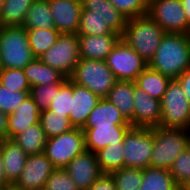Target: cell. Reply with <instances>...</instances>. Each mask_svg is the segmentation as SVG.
Segmentation results:
<instances>
[{
    "label": "cell",
    "mask_w": 190,
    "mask_h": 190,
    "mask_svg": "<svg viewBox=\"0 0 190 190\" xmlns=\"http://www.w3.org/2000/svg\"><path fill=\"white\" fill-rule=\"evenodd\" d=\"M87 190H116L111 174L103 173Z\"/></svg>",
    "instance_id": "cell-42"
},
{
    "label": "cell",
    "mask_w": 190,
    "mask_h": 190,
    "mask_svg": "<svg viewBox=\"0 0 190 190\" xmlns=\"http://www.w3.org/2000/svg\"><path fill=\"white\" fill-rule=\"evenodd\" d=\"M133 127L153 128L161 123V101L152 98L134 82Z\"/></svg>",
    "instance_id": "cell-14"
},
{
    "label": "cell",
    "mask_w": 190,
    "mask_h": 190,
    "mask_svg": "<svg viewBox=\"0 0 190 190\" xmlns=\"http://www.w3.org/2000/svg\"><path fill=\"white\" fill-rule=\"evenodd\" d=\"M43 190H80L63 168H56L47 179Z\"/></svg>",
    "instance_id": "cell-41"
},
{
    "label": "cell",
    "mask_w": 190,
    "mask_h": 190,
    "mask_svg": "<svg viewBox=\"0 0 190 190\" xmlns=\"http://www.w3.org/2000/svg\"><path fill=\"white\" fill-rule=\"evenodd\" d=\"M85 135L81 128H72L47 138L44 153L55 168H64L73 158L85 151Z\"/></svg>",
    "instance_id": "cell-9"
},
{
    "label": "cell",
    "mask_w": 190,
    "mask_h": 190,
    "mask_svg": "<svg viewBox=\"0 0 190 190\" xmlns=\"http://www.w3.org/2000/svg\"><path fill=\"white\" fill-rule=\"evenodd\" d=\"M153 146V128L131 127L123 138L124 167H150Z\"/></svg>",
    "instance_id": "cell-8"
},
{
    "label": "cell",
    "mask_w": 190,
    "mask_h": 190,
    "mask_svg": "<svg viewBox=\"0 0 190 190\" xmlns=\"http://www.w3.org/2000/svg\"><path fill=\"white\" fill-rule=\"evenodd\" d=\"M73 98V82L68 78L49 105V110L69 117Z\"/></svg>",
    "instance_id": "cell-36"
},
{
    "label": "cell",
    "mask_w": 190,
    "mask_h": 190,
    "mask_svg": "<svg viewBox=\"0 0 190 190\" xmlns=\"http://www.w3.org/2000/svg\"><path fill=\"white\" fill-rule=\"evenodd\" d=\"M123 144H111L96 153L102 173H108L124 167Z\"/></svg>",
    "instance_id": "cell-31"
},
{
    "label": "cell",
    "mask_w": 190,
    "mask_h": 190,
    "mask_svg": "<svg viewBox=\"0 0 190 190\" xmlns=\"http://www.w3.org/2000/svg\"><path fill=\"white\" fill-rule=\"evenodd\" d=\"M162 128L190 130V103L176 79H172L161 100Z\"/></svg>",
    "instance_id": "cell-6"
},
{
    "label": "cell",
    "mask_w": 190,
    "mask_h": 190,
    "mask_svg": "<svg viewBox=\"0 0 190 190\" xmlns=\"http://www.w3.org/2000/svg\"><path fill=\"white\" fill-rule=\"evenodd\" d=\"M80 59L106 60L121 35H78Z\"/></svg>",
    "instance_id": "cell-19"
},
{
    "label": "cell",
    "mask_w": 190,
    "mask_h": 190,
    "mask_svg": "<svg viewBox=\"0 0 190 190\" xmlns=\"http://www.w3.org/2000/svg\"><path fill=\"white\" fill-rule=\"evenodd\" d=\"M81 2L82 10H89V16H99L115 33L122 35L128 18L109 0H81Z\"/></svg>",
    "instance_id": "cell-20"
},
{
    "label": "cell",
    "mask_w": 190,
    "mask_h": 190,
    "mask_svg": "<svg viewBox=\"0 0 190 190\" xmlns=\"http://www.w3.org/2000/svg\"><path fill=\"white\" fill-rule=\"evenodd\" d=\"M114 7L124 16L135 18L148 13V3L146 0H109Z\"/></svg>",
    "instance_id": "cell-40"
},
{
    "label": "cell",
    "mask_w": 190,
    "mask_h": 190,
    "mask_svg": "<svg viewBox=\"0 0 190 190\" xmlns=\"http://www.w3.org/2000/svg\"><path fill=\"white\" fill-rule=\"evenodd\" d=\"M64 83L46 84L31 87L30 96L40 111L47 110L60 87Z\"/></svg>",
    "instance_id": "cell-37"
},
{
    "label": "cell",
    "mask_w": 190,
    "mask_h": 190,
    "mask_svg": "<svg viewBox=\"0 0 190 190\" xmlns=\"http://www.w3.org/2000/svg\"><path fill=\"white\" fill-rule=\"evenodd\" d=\"M169 172L179 187L190 180V147L173 161Z\"/></svg>",
    "instance_id": "cell-38"
},
{
    "label": "cell",
    "mask_w": 190,
    "mask_h": 190,
    "mask_svg": "<svg viewBox=\"0 0 190 190\" xmlns=\"http://www.w3.org/2000/svg\"><path fill=\"white\" fill-rule=\"evenodd\" d=\"M170 78L150 69L148 66L137 76L135 84L152 98L162 100Z\"/></svg>",
    "instance_id": "cell-25"
},
{
    "label": "cell",
    "mask_w": 190,
    "mask_h": 190,
    "mask_svg": "<svg viewBox=\"0 0 190 190\" xmlns=\"http://www.w3.org/2000/svg\"><path fill=\"white\" fill-rule=\"evenodd\" d=\"M105 61L118 81L135 82L137 76L148 66V63L122 39L114 46Z\"/></svg>",
    "instance_id": "cell-10"
},
{
    "label": "cell",
    "mask_w": 190,
    "mask_h": 190,
    "mask_svg": "<svg viewBox=\"0 0 190 190\" xmlns=\"http://www.w3.org/2000/svg\"><path fill=\"white\" fill-rule=\"evenodd\" d=\"M78 35H119L99 16H89V10H81Z\"/></svg>",
    "instance_id": "cell-33"
},
{
    "label": "cell",
    "mask_w": 190,
    "mask_h": 190,
    "mask_svg": "<svg viewBox=\"0 0 190 190\" xmlns=\"http://www.w3.org/2000/svg\"><path fill=\"white\" fill-rule=\"evenodd\" d=\"M8 114L0 110V141L8 139Z\"/></svg>",
    "instance_id": "cell-44"
},
{
    "label": "cell",
    "mask_w": 190,
    "mask_h": 190,
    "mask_svg": "<svg viewBox=\"0 0 190 190\" xmlns=\"http://www.w3.org/2000/svg\"><path fill=\"white\" fill-rule=\"evenodd\" d=\"M181 2L183 5V9L185 10L188 26L190 28V0H181Z\"/></svg>",
    "instance_id": "cell-46"
},
{
    "label": "cell",
    "mask_w": 190,
    "mask_h": 190,
    "mask_svg": "<svg viewBox=\"0 0 190 190\" xmlns=\"http://www.w3.org/2000/svg\"><path fill=\"white\" fill-rule=\"evenodd\" d=\"M25 29L55 28L48 0H34L27 10L23 25Z\"/></svg>",
    "instance_id": "cell-26"
},
{
    "label": "cell",
    "mask_w": 190,
    "mask_h": 190,
    "mask_svg": "<svg viewBox=\"0 0 190 190\" xmlns=\"http://www.w3.org/2000/svg\"><path fill=\"white\" fill-rule=\"evenodd\" d=\"M23 71L31 87L65 83L68 79L59 71L43 63L39 58H35L27 64Z\"/></svg>",
    "instance_id": "cell-24"
},
{
    "label": "cell",
    "mask_w": 190,
    "mask_h": 190,
    "mask_svg": "<svg viewBox=\"0 0 190 190\" xmlns=\"http://www.w3.org/2000/svg\"><path fill=\"white\" fill-rule=\"evenodd\" d=\"M29 95L30 91H13L0 84V110L13 113Z\"/></svg>",
    "instance_id": "cell-39"
},
{
    "label": "cell",
    "mask_w": 190,
    "mask_h": 190,
    "mask_svg": "<svg viewBox=\"0 0 190 190\" xmlns=\"http://www.w3.org/2000/svg\"><path fill=\"white\" fill-rule=\"evenodd\" d=\"M0 154L7 181L14 185L25 167L28 154L13 139L0 141Z\"/></svg>",
    "instance_id": "cell-18"
},
{
    "label": "cell",
    "mask_w": 190,
    "mask_h": 190,
    "mask_svg": "<svg viewBox=\"0 0 190 190\" xmlns=\"http://www.w3.org/2000/svg\"><path fill=\"white\" fill-rule=\"evenodd\" d=\"M154 146L150 167L169 170L173 161L190 147V130L153 127Z\"/></svg>",
    "instance_id": "cell-3"
},
{
    "label": "cell",
    "mask_w": 190,
    "mask_h": 190,
    "mask_svg": "<svg viewBox=\"0 0 190 190\" xmlns=\"http://www.w3.org/2000/svg\"><path fill=\"white\" fill-rule=\"evenodd\" d=\"M130 128L131 125L83 127L85 149L96 154L108 145L123 144L124 135Z\"/></svg>",
    "instance_id": "cell-16"
},
{
    "label": "cell",
    "mask_w": 190,
    "mask_h": 190,
    "mask_svg": "<svg viewBox=\"0 0 190 190\" xmlns=\"http://www.w3.org/2000/svg\"><path fill=\"white\" fill-rule=\"evenodd\" d=\"M140 190H180L167 169L147 167L143 169Z\"/></svg>",
    "instance_id": "cell-28"
},
{
    "label": "cell",
    "mask_w": 190,
    "mask_h": 190,
    "mask_svg": "<svg viewBox=\"0 0 190 190\" xmlns=\"http://www.w3.org/2000/svg\"><path fill=\"white\" fill-rule=\"evenodd\" d=\"M69 79L100 98H105L118 81L106 61L96 59H80Z\"/></svg>",
    "instance_id": "cell-5"
},
{
    "label": "cell",
    "mask_w": 190,
    "mask_h": 190,
    "mask_svg": "<svg viewBox=\"0 0 190 190\" xmlns=\"http://www.w3.org/2000/svg\"><path fill=\"white\" fill-rule=\"evenodd\" d=\"M13 140L28 154H38L45 151L47 136L44 134L40 121L17 134Z\"/></svg>",
    "instance_id": "cell-27"
},
{
    "label": "cell",
    "mask_w": 190,
    "mask_h": 190,
    "mask_svg": "<svg viewBox=\"0 0 190 190\" xmlns=\"http://www.w3.org/2000/svg\"><path fill=\"white\" fill-rule=\"evenodd\" d=\"M165 33L190 34L181 0H152L147 13Z\"/></svg>",
    "instance_id": "cell-11"
},
{
    "label": "cell",
    "mask_w": 190,
    "mask_h": 190,
    "mask_svg": "<svg viewBox=\"0 0 190 190\" xmlns=\"http://www.w3.org/2000/svg\"><path fill=\"white\" fill-rule=\"evenodd\" d=\"M55 169L44 152L28 155L25 167L14 186L19 190H43Z\"/></svg>",
    "instance_id": "cell-12"
},
{
    "label": "cell",
    "mask_w": 190,
    "mask_h": 190,
    "mask_svg": "<svg viewBox=\"0 0 190 190\" xmlns=\"http://www.w3.org/2000/svg\"><path fill=\"white\" fill-rule=\"evenodd\" d=\"M0 84L13 91H31V86L19 68H0Z\"/></svg>",
    "instance_id": "cell-35"
},
{
    "label": "cell",
    "mask_w": 190,
    "mask_h": 190,
    "mask_svg": "<svg viewBox=\"0 0 190 190\" xmlns=\"http://www.w3.org/2000/svg\"><path fill=\"white\" fill-rule=\"evenodd\" d=\"M101 98L86 87L73 82V98L69 120L74 128H83L90 112Z\"/></svg>",
    "instance_id": "cell-17"
},
{
    "label": "cell",
    "mask_w": 190,
    "mask_h": 190,
    "mask_svg": "<svg viewBox=\"0 0 190 190\" xmlns=\"http://www.w3.org/2000/svg\"><path fill=\"white\" fill-rule=\"evenodd\" d=\"M55 28L60 33H77L82 10L81 0H48Z\"/></svg>",
    "instance_id": "cell-15"
},
{
    "label": "cell",
    "mask_w": 190,
    "mask_h": 190,
    "mask_svg": "<svg viewBox=\"0 0 190 190\" xmlns=\"http://www.w3.org/2000/svg\"><path fill=\"white\" fill-rule=\"evenodd\" d=\"M5 190H19L18 188H16L14 185H10V186H7L5 188Z\"/></svg>",
    "instance_id": "cell-48"
},
{
    "label": "cell",
    "mask_w": 190,
    "mask_h": 190,
    "mask_svg": "<svg viewBox=\"0 0 190 190\" xmlns=\"http://www.w3.org/2000/svg\"><path fill=\"white\" fill-rule=\"evenodd\" d=\"M39 59L46 65L70 78L80 60L79 37L77 33H61L56 43Z\"/></svg>",
    "instance_id": "cell-7"
},
{
    "label": "cell",
    "mask_w": 190,
    "mask_h": 190,
    "mask_svg": "<svg viewBox=\"0 0 190 190\" xmlns=\"http://www.w3.org/2000/svg\"><path fill=\"white\" fill-rule=\"evenodd\" d=\"M34 0H4L0 13V26H22L27 10Z\"/></svg>",
    "instance_id": "cell-29"
},
{
    "label": "cell",
    "mask_w": 190,
    "mask_h": 190,
    "mask_svg": "<svg viewBox=\"0 0 190 190\" xmlns=\"http://www.w3.org/2000/svg\"><path fill=\"white\" fill-rule=\"evenodd\" d=\"M176 80L180 83L183 92L190 103V68L185 70Z\"/></svg>",
    "instance_id": "cell-43"
},
{
    "label": "cell",
    "mask_w": 190,
    "mask_h": 190,
    "mask_svg": "<svg viewBox=\"0 0 190 190\" xmlns=\"http://www.w3.org/2000/svg\"><path fill=\"white\" fill-rule=\"evenodd\" d=\"M148 67L177 79L190 68V34L165 33Z\"/></svg>",
    "instance_id": "cell-1"
},
{
    "label": "cell",
    "mask_w": 190,
    "mask_h": 190,
    "mask_svg": "<svg viewBox=\"0 0 190 190\" xmlns=\"http://www.w3.org/2000/svg\"><path fill=\"white\" fill-rule=\"evenodd\" d=\"M40 112L33 98L29 95L13 113L8 115V139H13L29 126L38 123Z\"/></svg>",
    "instance_id": "cell-21"
},
{
    "label": "cell",
    "mask_w": 190,
    "mask_h": 190,
    "mask_svg": "<svg viewBox=\"0 0 190 190\" xmlns=\"http://www.w3.org/2000/svg\"><path fill=\"white\" fill-rule=\"evenodd\" d=\"M3 3H4V0H0V13H1V10H2V7H3Z\"/></svg>",
    "instance_id": "cell-49"
},
{
    "label": "cell",
    "mask_w": 190,
    "mask_h": 190,
    "mask_svg": "<svg viewBox=\"0 0 190 190\" xmlns=\"http://www.w3.org/2000/svg\"><path fill=\"white\" fill-rule=\"evenodd\" d=\"M164 34L160 25L146 14L129 18L121 39L149 63Z\"/></svg>",
    "instance_id": "cell-2"
},
{
    "label": "cell",
    "mask_w": 190,
    "mask_h": 190,
    "mask_svg": "<svg viewBox=\"0 0 190 190\" xmlns=\"http://www.w3.org/2000/svg\"><path fill=\"white\" fill-rule=\"evenodd\" d=\"M35 58L24 27L0 26V68L24 69Z\"/></svg>",
    "instance_id": "cell-4"
},
{
    "label": "cell",
    "mask_w": 190,
    "mask_h": 190,
    "mask_svg": "<svg viewBox=\"0 0 190 190\" xmlns=\"http://www.w3.org/2000/svg\"><path fill=\"white\" fill-rule=\"evenodd\" d=\"M180 190H190V180L180 187Z\"/></svg>",
    "instance_id": "cell-47"
},
{
    "label": "cell",
    "mask_w": 190,
    "mask_h": 190,
    "mask_svg": "<svg viewBox=\"0 0 190 190\" xmlns=\"http://www.w3.org/2000/svg\"><path fill=\"white\" fill-rule=\"evenodd\" d=\"M116 190H140L143 169L123 167L110 173Z\"/></svg>",
    "instance_id": "cell-34"
},
{
    "label": "cell",
    "mask_w": 190,
    "mask_h": 190,
    "mask_svg": "<svg viewBox=\"0 0 190 190\" xmlns=\"http://www.w3.org/2000/svg\"><path fill=\"white\" fill-rule=\"evenodd\" d=\"M29 46L36 58L44 54L53 46L61 34L56 28L50 29H26Z\"/></svg>",
    "instance_id": "cell-30"
},
{
    "label": "cell",
    "mask_w": 190,
    "mask_h": 190,
    "mask_svg": "<svg viewBox=\"0 0 190 190\" xmlns=\"http://www.w3.org/2000/svg\"><path fill=\"white\" fill-rule=\"evenodd\" d=\"M39 121L47 138L60 135L74 128L70 123L69 117L49 109L40 112Z\"/></svg>",
    "instance_id": "cell-32"
},
{
    "label": "cell",
    "mask_w": 190,
    "mask_h": 190,
    "mask_svg": "<svg viewBox=\"0 0 190 190\" xmlns=\"http://www.w3.org/2000/svg\"><path fill=\"white\" fill-rule=\"evenodd\" d=\"M131 125L120 110L106 98H101L90 112L84 127Z\"/></svg>",
    "instance_id": "cell-22"
},
{
    "label": "cell",
    "mask_w": 190,
    "mask_h": 190,
    "mask_svg": "<svg viewBox=\"0 0 190 190\" xmlns=\"http://www.w3.org/2000/svg\"><path fill=\"white\" fill-rule=\"evenodd\" d=\"M63 169L80 190H87L103 174L97 155L87 150L73 158Z\"/></svg>",
    "instance_id": "cell-13"
},
{
    "label": "cell",
    "mask_w": 190,
    "mask_h": 190,
    "mask_svg": "<svg viewBox=\"0 0 190 190\" xmlns=\"http://www.w3.org/2000/svg\"><path fill=\"white\" fill-rule=\"evenodd\" d=\"M11 184L7 181V178L5 176L4 167L1 160V154H0V186H10Z\"/></svg>",
    "instance_id": "cell-45"
},
{
    "label": "cell",
    "mask_w": 190,
    "mask_h": 190,
    "mask_svg": "<svg viewBox=\"0 0 190 190\" xmlns=\"http://www.w3.org/2000/svg\"><path fill=\"white\" fill-rule=\"evenodd\" d=\"M134 82L117 81L105 97L109 102L115 105L124 116V118L133 127V111H134Z\"/></svg>",
    "instance_id": "cell-23"
},
{
    "label": "cell",
    "mask_w": 190,
    "mask_h": 190,
    "mask_svg": "<svg viewBox=\"0 0 190 190\" xmlns=\"http://www.w3.org/2000/svg\"><path fill=\"white\" fill-rule=\"evenodd\" d=\"M7 186H0V190H5Z\"/></svg>",
    "instance_id": "cell-50"
}]
</instances>
